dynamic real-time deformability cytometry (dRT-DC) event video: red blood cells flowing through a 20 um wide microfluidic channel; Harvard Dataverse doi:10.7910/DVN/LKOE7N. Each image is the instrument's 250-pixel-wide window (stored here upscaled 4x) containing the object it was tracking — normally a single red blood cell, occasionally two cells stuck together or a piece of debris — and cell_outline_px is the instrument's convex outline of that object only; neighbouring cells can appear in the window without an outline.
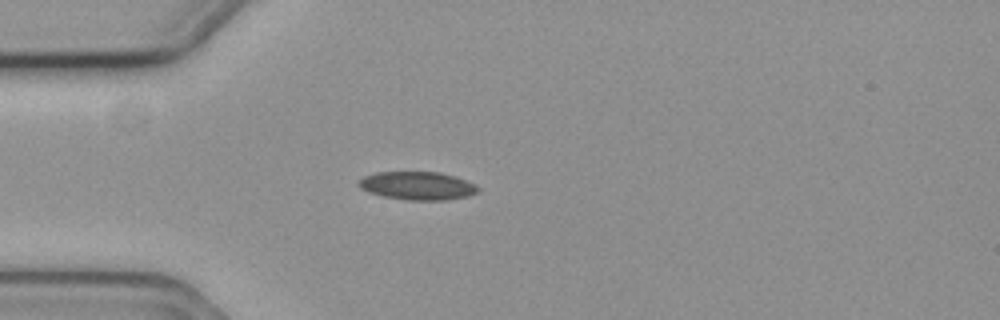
{"species": "common noctule bat (a hibernating species)", "species_latin": "Nyctalus noctula", "temperature_condition": "cold", "stored_images_in_passage": 5, "camera_frame_rate_fps": 3000, "um_per_image_px": 0.085, "animal": {"sex": "female", "body_mass_g": 19.3, "forearm_length_mm": 54.1}, "frame": {"image": 1, "passage_image": 4, "time_ms": 1.0, "image_size_px": [1000, 320], "cell_outline_px": [[480, 188], [476, 192], [468, 196], [444, 200], [408, 200], [384, 196], [368, 192], [360, 188], [356, 184], [364, 176], [376, 172], [440, 172], [456, 176]], "centroid_in_image_um": [35.45, 15.78], "position_along_channel_um": 49.6, "area_um2": 19.48}}